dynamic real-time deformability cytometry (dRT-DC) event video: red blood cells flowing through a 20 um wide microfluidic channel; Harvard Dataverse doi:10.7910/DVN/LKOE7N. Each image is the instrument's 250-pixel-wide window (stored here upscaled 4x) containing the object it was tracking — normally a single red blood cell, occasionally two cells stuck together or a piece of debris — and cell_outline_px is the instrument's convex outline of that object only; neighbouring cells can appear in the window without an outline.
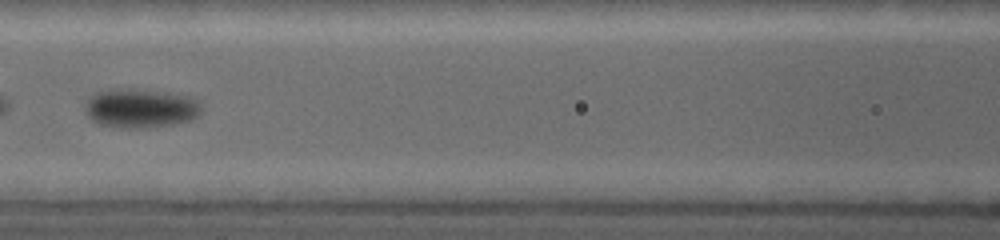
{"species": "common noctule bat (a hibernating species)", "species_latin": "Nyctalus noctula", "temperature_condition": "warm", "stored_images_in_passage": 5, "camera_frame_rate_fps": 5000, "um_per_image_px": 0.085, "animal": {"sex": "female", "body_mass_g": 19.0, "forearm_length_mm": 53.3}, "frame": {"image": 1, "passage_image": 4, "time_ms": 3.0, "image_size_px": [1000, 240], "cell_outline_px": [[200, 112], [192, 120], [168, 124], [128, 128], [100, 124], [92, 120], [88, 116], [84, 108], [84, 104], [96, 92], [108, 88], [128, 88], [168, 92], [188, 96], [196, 100], [200, 104]], "centroid_in_image_um": [11.9, 9.16], "position_along_channel_um": 154.7, "area_um2": 26.24}}
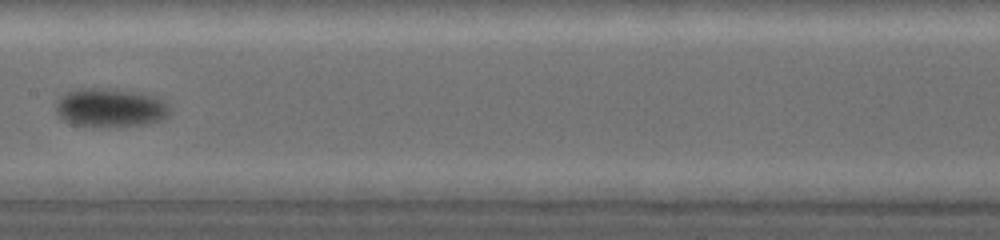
{"frame": {"image": 2, "passage_image": 5, "time_ms": 4.0, "image_size_px": [1000, 240], "cell_outline_px": [[168, 116], [160, 120], [144, 124], [92, 128], [72, 124], [64, 120], [56, 112], [56, 100], [64, 92], [76, 88], [108, 88], [144, 92], [164, 100], [168, 104]], "centroid_in_image_um": [9.33, 9.14], "position_along_channel_um": 198.1, "area_um2": 26.3}}